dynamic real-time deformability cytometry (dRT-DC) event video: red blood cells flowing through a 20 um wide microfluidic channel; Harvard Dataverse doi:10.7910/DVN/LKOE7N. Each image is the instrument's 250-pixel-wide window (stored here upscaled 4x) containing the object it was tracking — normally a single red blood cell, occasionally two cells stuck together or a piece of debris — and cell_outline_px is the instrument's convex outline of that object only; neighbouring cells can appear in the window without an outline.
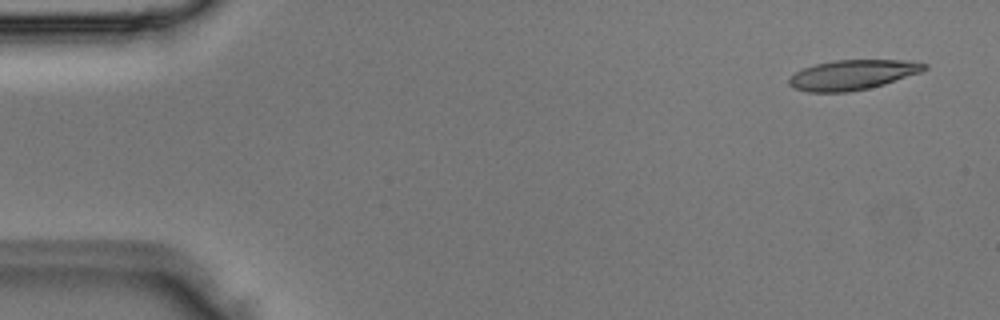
{"species": "Egyptian fruit bat (a non-hibernating species)", "species_latin": "Rousettus aegyptiacus", "temperature_condition": "room temperature", "stored_images_in_passage": 4, "camera_frame_rate_fps": 3000, "um_per_image_px": 0.085, "animal": {"sex": "male"}, "frame": {"image": 1, "passage_image": 1, "time_ms": 0.0, "image_size_px": [1000, 320], "cell_outline_px": [[928, 68], [920, 72], [884, 84], [868, 88], [848, 92], [808, 92], [792, 88], [788, 84], [788, 80], [796, 72], [804, 68], [816, 64], [836, 60], [904, 60], [928, 64]], "centroid_in_image_um": [72.45, 6.36], "position_along_channel_um": 12.6, "area_um2": 23.41}}